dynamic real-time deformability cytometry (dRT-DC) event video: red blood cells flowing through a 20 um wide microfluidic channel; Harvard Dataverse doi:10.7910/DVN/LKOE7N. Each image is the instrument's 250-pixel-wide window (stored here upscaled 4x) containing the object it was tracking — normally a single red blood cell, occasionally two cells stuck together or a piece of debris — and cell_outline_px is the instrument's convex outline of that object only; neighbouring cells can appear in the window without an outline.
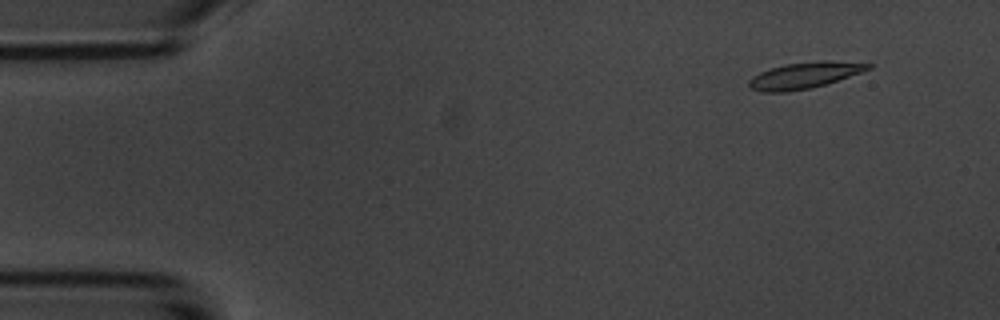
{"species": "common noctule bat (a hibernating species)", "species_latin": "Nyctalus noctula", "temperature_condition": "room temperature", "stored_images_in_passage": 5, "camera_frame_rate_fps": 3000, "um_per_image_px": 0.085, "animal": {"sex": "male", "body_mass_g": 20.1, "forearm_length_mm": 53.5}, "frame": {"image": 1, "passage_image": 2, "time_ms": 1.0, "image_size_px": [1000, 320], "cell_outline_px": [[872, 68], [824, 84], [808, 88], [788, 92], [764, 92], [752, 88], [748, 84], [748, 80], [752, 76], [760, 72], [784, 64], [820, 60], [824, 60], [872, 64]], "centroid_in_image_um": [68.33, 6.39], "position_along_channel_um": 16.7, "area_um2": 17.86}}
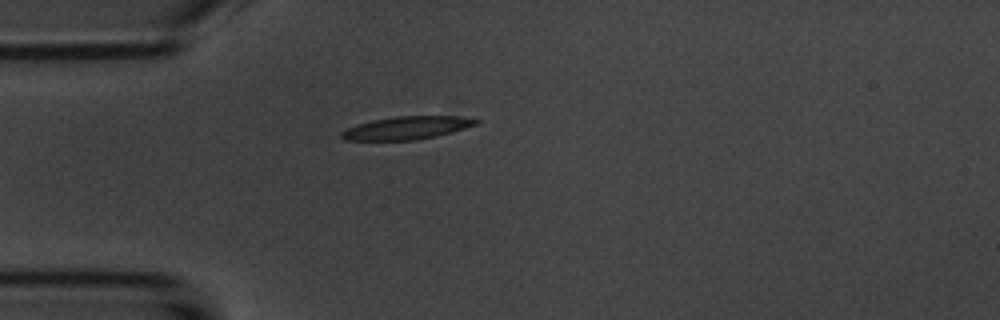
{"frame": {"image": 2, "passage_image": 4, "time_ms": 4.333, "image_size_px": [1000, 320], "cell_outline_px": [[480, 120], [476, 124], [452, 132], [436, 136], [416, 140], [344, 140], [340, 136], [340, 132], [356, 124], [372, 120], [396, 116], [456, 116]], "centroid_in_image_um": [34.53, 10.87], "position_along_channel_um": 50.5, "area_um2": 17.86}}